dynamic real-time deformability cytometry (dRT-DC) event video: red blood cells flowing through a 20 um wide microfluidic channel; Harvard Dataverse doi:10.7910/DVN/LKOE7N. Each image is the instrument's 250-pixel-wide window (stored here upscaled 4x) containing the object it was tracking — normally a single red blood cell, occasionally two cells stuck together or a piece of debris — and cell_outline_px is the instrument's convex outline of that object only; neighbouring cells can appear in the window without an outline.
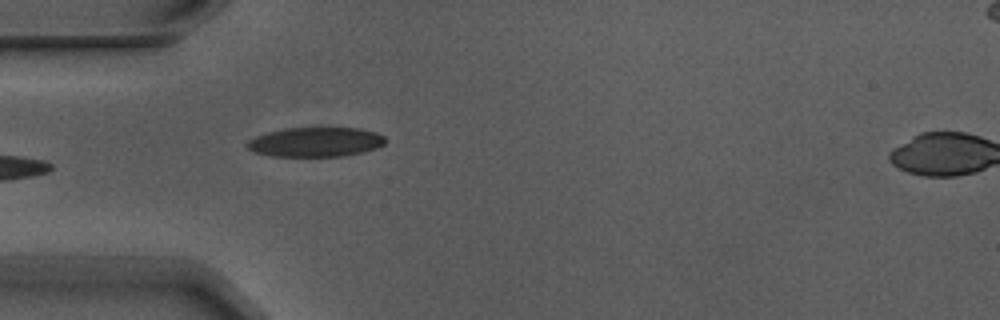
{"species": "Egyptian fruit bat (a non-hibernating species)", "species_latin": "Rousettus aegyptiacus", "temperature_condition": "warm", "stored_images_in_passage": 5, "camera_frame_rate_fps": 3000, "um_per_image_px": 0.085, "animal": {"sex": "male"}, "frame": {"image": 1, "passage_image": 4, "time_ms": 1.0, "image_size_px": [1000, 320], "cell_outline_px": [[388, 140], [384, 144], [376, 148], [344, 156], [272, 156], [256, 152], [248, 148], [244, 144], [248, 140], [256, 136], [268, 132], [284, 128], [360, 128], [376, 132], [384, 136]], "centroid_in_image_um": [26.83, 12.06], "position_along_channel_um": 58.2, "area_um2": 23.76}}